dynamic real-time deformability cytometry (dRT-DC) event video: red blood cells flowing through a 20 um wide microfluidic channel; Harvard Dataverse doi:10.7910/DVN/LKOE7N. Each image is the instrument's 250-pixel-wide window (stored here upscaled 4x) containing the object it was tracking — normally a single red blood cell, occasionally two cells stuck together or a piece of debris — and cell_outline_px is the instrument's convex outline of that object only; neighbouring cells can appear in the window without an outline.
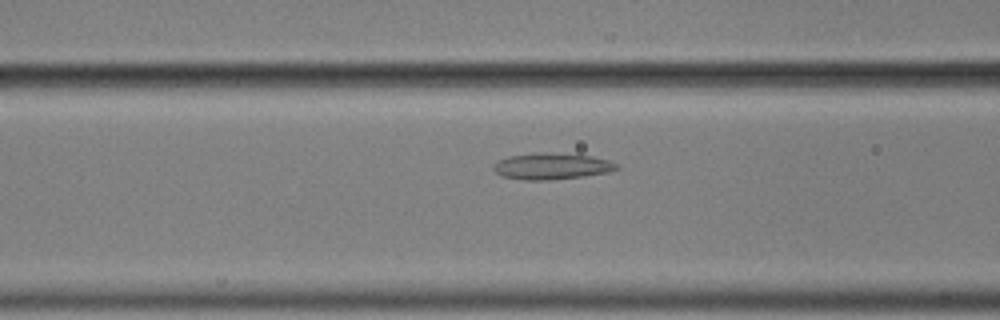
{"species": "common noctule bat (a hibernating species)", "species_latin": "Nyctalus noctula", "temperature_condition": "cold", "stored_images_in_passage": 57, "camera_frame_rate_fps": 3000, "um_per_image_px": 0.085, "animal": {"sex": "male", "body_mass_g": 17.9}, "frame": {"image": 1, "passage_image": 23, "time_ms": 7.333, "image_size_px": [1000, 320], "cell_outline_px": [[620, 168], [612, 172], [548, 180], [524, 180], [500, 176], [492, 168], [500, 160], [508, 156], [540, 152], [544, 152], [592, 156], [608, 160], [616, 164]], "centroid_in_image_um": [46.9, 14.13], "position_along_channel_um": 119.7, "area_um2": 18.79}}
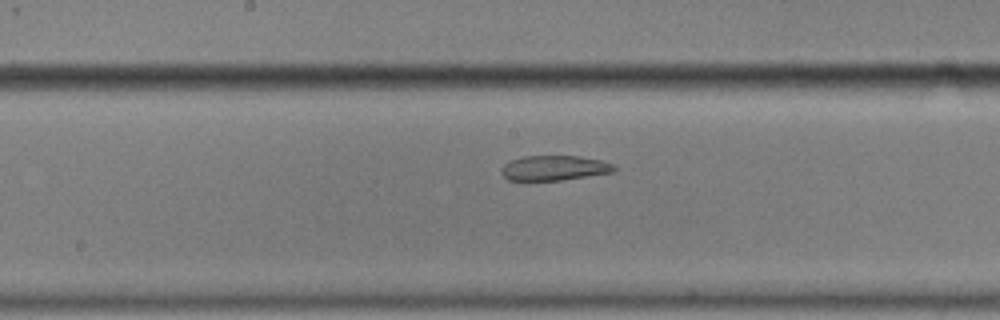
{"frame": {"image": 2, "passage_image": 30, "time_ms": 9.667, "image_size_px": [1000, 320], "cell_outline_px": [[616, 172], [560, 180], [528, 184], [508, 180], [500, 172], [504, 164], [512, 160], [524, 156], [580, 156], [600, 160], [612, 164], [616, 168]], "centroid_in_image_um": [47.04, 14.33], "position_along_channel_um": 201.2, "area_um2": 17.05}}
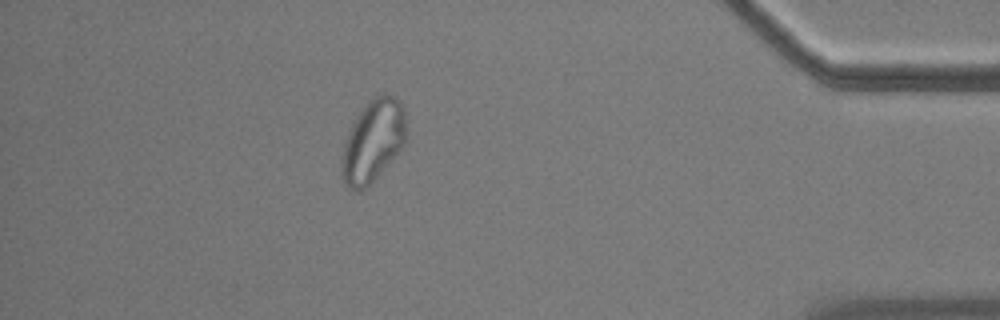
{"frame": {"image": 3, "passage_image": 51, "time_ms": 16.667, "image_size_px": [1000, 320], "cell_outline_px": [[408, 136], [404, 144], [376, 176], [360, 192], [356, 192], [348, 188], [344, 184], [340, 172], [340, 156], [348, 132], [352, 124], [368, 100], [372, 96], [380, 92], [384, 92], [400, 100], [404, 108], [408, 132]], "centroid_in_image_um": [31.69, 11.94], "position_along_channel_um": 403.5, "area_um2": 31.27}, "authors_computed_cell_mechanics": {"area_um2": 20.519, "velocity_mm_per_s": 3.4846, "shape_relaxation_time_tau1_ms": null, "shape_relaxation_time_tau2_ms": 2.6357, "deformation_change_tau1": null, "deformation_change_tau2": 0.0509}}